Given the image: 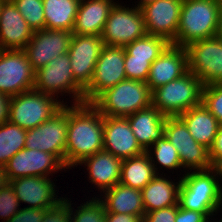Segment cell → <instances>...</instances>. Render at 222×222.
Instances as JSON below:
<instances>
[{
    "mask_svg": "<svg viewBox=\"0 0 222 222\" xmlns=\"http://www.w3.org/2000/svg\"><path fill=\"white\" fill-rule=\"evenodd\" d=\"M34 89L57 99L69 95L73 98L71 104L84 103V89L73 78L68 54L53 58L48 65L35 72Z\"/></svg>",
    "mask_w": 222,
    "mask_h": 222,
    "instance_id": "7",
    "label": "cell"
},
{
    "mask_svg": "<svg viewBox=\"0 0 222 222\" xmlns=\"http://www.w3.org/2000/svg\"><path fill=\"white\" fill-rule=\"evenodd\" d=\"M73 33L60 29H41L33 32L30 42L24 48L28 61L36 72L55 57L67 54Z\"/></svg>",
    "mask_w": 222,
    "mask_h": 222,
    "instance_id": "14",
    "label": "cell"
},
{
    "mask_svg": "<svg viewBox=\"0 0 222 222\" xmlns=\"http://www.w3.org/2000/svg\"><path fill=\"white\" fill-rule=\"evenodd\" d=\"M101 36L73 34L67 54L74 80L85 89L91 82L95 64L104 46Z\"/></svg>",
    "mask_w": 222,
    "mask_h": 222,
    "instance_id": "16",
    "label": "cell"
},
{
    "mask_svg": "<svg viewBox=\"0 0 222 222\" xmlns=\"http://www.w3.org/2000/svg\"><path fill=\"white\" fill-rule=\"evenodd\" d=\"M193 138L209 149L218 132L220 123L201 102L179 116Z\"/></svg>",
    "mask_w": 222,
    "mask_h": 222,
    "instance_id": "27",
    "label": "cell"
},
{
    "mask_svg": "<svg viewBox=\"0 0 222 222\" xmlns=\"http://www.w3.org/2000/svg\"><path fill=\"white\" fill-rule=\"evenodd\" d=\"M222 5L220 0H183L174 44L186 47L217 35Z\"/></svg>",
    "mask_w": 222,
    "mask_h": 222,
    "instance_id": "2",
    "label": "cell"
},
{
    "mask_svg": "<svg viewBox=\"0 0 222 222\" xmlns=\"http://www.w3.org/2000/svg\"><path fill=\"white\" fill-rule=\"evenodd\" d=\"M183 0H155L141 11L147 35L160 36L174 44Z\"/></svg>",
    "mask_w": 222,
    "mask_h": 222,
    "instance_id": "17",
    "label": "cell"
},
{
    "mask_svg": "<svg viewBox=\"0 0 222 222\" xmlns=\"http://www.w3.org/2000/svg\"><path fill=\"white\" fill-rule=\"evenodd\" d=\"M165 176V173L163 176V172L156 174L141 190L145 213L178 205L181 178L175 183Z\"/></svg>",
    "mask_w": 222,
    "mask_h": 222,
    "instance_id": "25",
    "label": "cell"
},
{
    "mask_svg": "<svg viewBox=\"0 0 222 222\" xmlns=\"http://www.w3.org/2000/svg\"><path fill=\"white\" fill-rule=\"evenodd\" d=\"M33 31L45 28L43 0H10Z\"/></svg>",
    "mask_w": 222,
    "mask_h": 222,
    "instance_id": "34",
    "label": "cell"
},
{
    "mask_svg": "<svg viewBox=\"0 0 222 222\" xmlns=\"http://www.w3.org/2000/svg\"><path fill=\"white\" fill-rule=\"evenodd\" d=\"M9 184L19 202L29 204L27 208L50 209L56 207L64 199L57 196V190H55L57 188L51 177H19L10 180Z\"/></svg>",
    "mask_w": 222,
    "mask_h": 222,
    "instance_id": "18",
    "label": "cell"
},
{
    "mask_svg": "<svg viewBox=\"0 0 222 222\" xmlns=\"http://www.w3.org/2000/svg\"><path fill=\"white\" fill-rule=\"evenodd\" d=\"M111 9L101 38L105 45L122 46L146 35L141 8L126 7L118 1Z\"/></svg>",
    "mask_w": 222,
    "mask_h": 222,
    "instance_id": "9",
    "label": "cell"
},
{
    "mask_svg": "<svg viewBox=\"0 0 222 222\" xmlns=\"http://www.w3.org/2000/svg\"><path fill=\"white\" fill-rule=\"evenodd\" d=\"M9 181L27 176L49 177L59 171H67L65 165L54 155L41 150L24 148L13 155L5 165Z\"/></svg>",
    "mask_w": 222,
    "mask_h": 222,
    "instance_id": "15",
    "label": "cell"
},
{
    "mask_svg": "<svg viewBox=\"0 0 222 222\" xmlns=\"http://www.w3.org/2000/svg\"><path fill=\"white\" fill-rule=\"evenodd\" d=\"M212 169L215 171L218 182L222 183V159L218 160L213 166Z\"/></svg>",
    "mask_w": 222,
    "mask_h": 222,
    "instance_id": "46",
    "label": "cell"
},
{
    "mask_svg": "<svg viewBox=\"0 0 222 222\" xmlns=\"http://www.w3.org/2000/svg\"><path fill=\"white\" fill-rule=\"evenodd\" d=\"M20 202L10 184L0 189V218L8 222L19 210Z\"/></svg>",
    "mask_w": 222,
    "mask_h": 222,
    "instance_id": "37",
    "label": "cell"
},
{
    "mask_svg": "<svg viewBox=\"0 0 222 222\" xmlns=\"http://www.w3.org/2000/svg\"><path fill=\"white\" fill-rule=\"evenodd\" d=\"M98 197H92L82 203L83 205L80 204L77 210L72 207L73 203L68 200L70 198L65 197L63 200L70 206L71 222H105V207Z\"/></svg>",
    "mask_w": 222,
    "mask_h": 222,
    "instance_id": "33",
    "label": "cell"
},
{
    "mask_svg": "<svg viewBox=\"0 0 222 222\" xmlns=\"http://www.w3.org/2000/svg\"><path fill=\"white\" fill-rule=\"evenodd\" d=\"M103 150L122 160L145 152L126 117L103 116Z\"/></svg>",
    "mask_w": 222,
    "mask_h": 222,
    "instance_id": "19",
    "label": "cell"
},
{
    "mask_svg": "<svg viewBox=\"0 0 222 222\" xmlns=\"http://www.w3.org/2000/svg\"><path fill=\"white\" fill-rule=\"evenodd\" d=\"M35 71L24 50L0 51V92L13 97L34 89Z\"/></svg>",
    "mask_w": 222,
    "mask_h": 222,
    "instance_id": "13",
    "label": "cell"
},
{
    "mask_svg": "<svg viewBox=\"0 0 222 222\" xmlns=\"http://www.w3.org/2000/svg\"><path fill=\"white\" fill-rule=\"evenodd\" d=\"M41 222H71L70 206L62 200L56 207L46 211Z\"/></svg>",
    "mask_w": 222,
    "mask_h": 222,
    "instance_id": "38",
    "label": "cell"
},
{
    "mask_svg": "<svg viewBox=\"0 0 222 222\" xmlns=\"http://www.w3.org/2000/svg\"><path fill=\"white\" fill-rule=\"evenodd\" d=\"M187 70L197 76L202 85L222 84V40L217 36L199 40L184 47Z\"/></svg>",
    "mask_w": 222,
    "mask_h": 222,
    "instance_id": "8",
    "label": "cell"
},
{
    "mask_svg": "<svg viewBox=\"0 0 222 222\" xmlns=\"http://www.w3.org/2000/svg\"><path fill=\"white\" fill-rule=\"evenodd\" d=\"M164 135L177 149L184 172L212 168L208 149L193 138L187 125L179 116L166 118Z\"/></svg>",
    "mask_w": 222,
    "mask_h": 222,
    "instance_id": "11",
    "label": "cell"
},
{
    "mask_svg": "<svg viewBox=\"0 0 222 222\" xmlns=\"http://www.w3.org/2000/svg\"><path fill=\"white\" fill-rule=\"evenodd\" d=\"M178 205L165 207L144 214L143 222H175Z\"/></svg>",
    "mask_w": 222,
    "mask_h": 222,
    "instance_id": "39",
    "label": "cell"
},
{
    "mask_svg": "<svg viewBox=\"0 0 222 222\" xmlns=\"http://www.w3.org/2000/svg\"><path fill=\"white\" fill-rule=\"evenodd\" d=\"M33 32L15 5L11 1H5L0 10L1 49L24 50Z\"/></svg>",
    "mask_w": 222,
    "mask_h": 222,
    "instance_id": "21",
    "label": "cell"
},
{
    "mask_svg": "<svg viewBox=\"0 0 222 222\" xmlns=\"http://www.w3.org/2000/svg\"><path fill=\"white\" fill-rule=\"evenodd\" d=\"M122 159L104 150L85 158L78 165L87 166L88 181L102 194L120 182Z\"/></svg>",
    "mask_w": 222,
    "mask_h": 222,
    "instance_id": "22",
    "label": "cell"
},
{
    "mask_svg": "<svg viewBox=\"0 0 222 222\" xmlns=\"http://www.w3.org/2000/svg\"><path fill=\"white\" fill-rule=\"evenodd\" d=\"M170 44L160 36L145 35L124 46L125 51L133 58L149 59L152 63Z\"/></svg>",
    "mask_w": 222,
    "mask_h": 222,
    "instance_id": "32",
    "label": "cell"
},
{
    "mask_svg": "<svg viewBox=\"0 0 222 222\" xmlns=\"http://www.w3.org/2000/svg\"><path fill=\"white\" fill-rule=\"evenodd\" d=\"M201 102L217 121L222 124V84L203 86Z\"/></svg>",
    "mask_w": 222,
    "mask_h": 222,
    "instance_id": "35",
    "label": "cell"
},
{
    "mask_svg": "<svg viewBox=\"0 0 222 222\" xmlns=\"http://www.w3.org/2000/svg\"><path fill=\"white\" fill-rule=\"evenodd\" d=\"M66 103L35 89L21 92L11 97L9 122L30 130L50 119Z\"/></svg>",
    "mask_w": 222,
    "mask_h": 222,
    "instance_id": "6",
    "label": "cell"
},
{
    "mask_svg": "<svg viewBox=\"0 0 222 222\" xmlns=\"http://www.w3.org/2000/svg\"><path fill=\"white\" fill-rule=\"evenodd\" d=\"M68 104L39 126L27 130L25 148L54 154L65 165Z\"/></svg>",
    "mask_w": 222,
    "mask_h": 222,
    "instance_id": "10",
    "label": "cell"
},
{
    "mask_svg": "<svg viewBox=\"0 0 222 222\" xmlns=\"http://www.w3.org/2000/svg\"><path fill=\"white\" fill-rule=\"evenodd\" d=\"M155 176L156 172L146 152L122 161L120 183L124 185L142 190Z\"/></svg>",
    "mask_w": 222,
    "mask_h": 222,
    "instance_id": "29",
    "label": "cell"
},
{
    "mask_svg": "<svg viewBox=\"0 0 222 222\" xmlns=\"http://www.w3.org/2000/svg\"><path fill=\"white\" fill-rule=\"evenodd\" d=\"M102 193L99 199L104 204L106 212L139 215L143 219L145 209L141 190L119 182Z\"/></svg>",
    "mask_w": 222,
    "mask_h": 222,
    "instance_id": "26",
    "label": "cell"
},
{
    "mask_svg": "<svg viewBox=\"0 0 222 222\" xmlns=\"http://www.w3.org/2000/svg\"><path fill=\"white\" fill-rule=\"evenodd\" d=\"M187 53L184 47L170 43L152 62L146 81L151 92L187 72Z\"/></svg>",
    "mask_w": 222,
    "mask_h": 222,
    "instance_id": "20",
    "label": "cell"
},
{
    "mask_svg": "<svg viewBox=\"0 0 222 222\" xmlns=\"http://www.w3.org/2000/svg\"><path fill=\"white\" fill-rule=\"evenodd\" d=\"M217 213H202L193 210H187L179 206L177 209L175 222H209Z\"/></svg>",
    "mask_w": 222,
    "mask_h": 222,
    "instance_id": "40",
    "label": "cell"
},
{
    "mask_svg": "<svg viewBox=\"0 0 222 222\" xmlns=\"http://www.w3.org/2000/svg\"><path fill=\"white\" fill-rule=\"evenodd\" d=\"M9 184V179L6 173L5 166L0 165V189L6 187Z\"/></svg>",
    "mask_w": 222,
    "mask_h": 222,
    "instance_id": "45",
    "label": "cell"
},
{
    "mask_svg": "<svg viewBox=\"0 0 222 222\" xmlns=\"http://www.w3.org/2000/svg\"><path fill=\"white\" fill-rule=\"evenodd\" d=\"M126 118L138 143L145 151L164 136L167 117L152 105Z\"/></svg>",
    "mask_w": 222,
    "mask_h": 222,
    "instance_id": "24",
    "label": "cell"
},
{
    "mask_svg": "<svg viewBox=\"0 0 222 222\" xmlns=\"http://www.w3.org/2000/svg\"><path fill=\"white\" fill-rule=\"evenodd\" d=\"M4 2H5V1L0 0V10H1L2 4H3Z\"/></svg>",
    "mask_w": 222,
    "mask_h": 222,
    "instance_id": "49",
    "label": "cell"
},
{
    "mask_svg": "<svg viewBox=\"0 0 222 222\" xmlns=\"http://www.w3.org/2000/svg\"><path fill=\"white\" fill-rule=\"evenodd\" d=\"M27 130L5 122L0 125V165L5 166L9 159L25 148Z\"/></svg>",
    "mask_w": 222,
    "mask_h": 222,
    "instance_id": "30",
    "label": "cell"
},
{
    "mask_svg": "<svg viewBox=\"0 0 222 222\" xmlns=\"http://www.w3.org/2000/svg\"><path fill=\"white\" fill-rule=\"evenodd\" d=\"M145 152L148 154L156 174H160L159 170L161 168L173 171L181 170L182 168L177 149L168 141L165 135L158 139ZM158 164L160 165L159 167H157Z\"/></svg>",
    "mask_w": 222,
    "mask_h": 222,
    "instance_id": "31",
    "label": "cell"
},
{
    "mask_svg": "<svg viewBox=\"0 0 222 222\" xmlns=\"http://www.w3.org/2000/svg\"><path fill=\"white\" fill-rule=\"evenodd\" d=\"M48 209L20 208L8 222H41Z\"/></svg>",
    "mask_w": 222,
    "mask_h": 222,
    "instance_id": "41",
    "label": "cell"
},
{
    "mask_svg": "<svg viewBox=\"0 0 222 222\" xmlns=\"http://www.w3.org/2000/svg\"><path fill=\"white\" fill-rule=\"evenodd\" d=\"M125 49L122 46L104 45L95 64L90 84L84 89V103H91L104 90L126 80Z\"/></svg>",
    "mask_w": 222,
    "mask_h": 222,
    "instance_id": "12",
    "label": "cell"
},
{
    "mask_svg": "<svg viewBox=\"0 0 222 222\" xmlns=\"http://www.w3.org/2000/svg\"><path fill=\"white\" fill-rule=\"evenodd\" d=\"M216 36L222 40V10L220 13V19H219L218 30H217Z\"/></svg>",
    "mask_w": 222,
    "mask_h": 222,
    "instance_id": "47",
    "label": "cell"
},
{
    "mask_svg": "<svg viewBox=\"0 0 222 222\" xmlns=\"http://www.w3.org/2000/svg\"><path fill=\"white\" fill-rule=\"evenodd\" d=\"M203 85L192 72L156 88L151 93L152 106L166 117L180 116L201 103Z\"/></svg>",
    "mask_w": 222,
    "mask_h": 222,
    "instance_id": "5",
    "label": "cell"
},
{
    "mask_svg": "<svg viewBox=\"0 0 222 222\" xmlns=\"http://www.w3.org/2000/svg\"><path fill=\"white\" fill-rule=\"evenodd\" d=\"M178 204L202 213H219L222 209V184L215 171H187L181 177Z\"/></svg>",
    "mask_w": 222,
    "mask_h": 222,
    "instance_id": "3",
    "label": "cell"
},
{
    "mask_svg": "<svg viewBox=\"0 0 222 222\" xmlns=\"http://www.w3.org/2000/svg\"><path fill=\"white\" fill-rule=\"evenodd\" d=\"M115 0H80L73 34L101 36Z\"/></svg>",
    "mask_w": 222,
    "mask_h": 222,
    "instance_id": "23",
    "label": "cell"
},
{
    "mask_svg": "<svg viewBox=\"0 0 222 222\" xmlns=\"http://www.w3.org/2000/svg\"><path fill=\"white\" fill-rule=\"evenodd\" d=\"M11 97L0 92V125L9 121Z\"/></svg>",
    "mask_w": 222,
    "mask_h": 222,
    "instance_id": "44",
    "label": "cell"
},
{
    "mask_svg": "<svg viewBox=\"0 0 222 222\" xmlns=\"http://www.w3.org/2000/svg\"><path fill=\"white\" fill-rule=\"evenodd\" d=\"M103 115L91 103L68 106L65 167L72 169L103 150Z\"/></svg>",
    "mask_w": 222,
    "mask_h": 222,
    "instance_id": "1",
    "label": "cell"
},
{
    "mask_svg": "<svg viewBox=\"0 0 222 222\" xmlns=\"http://www.w3.org/2000/svg\"><path fill=\"white\" fill-rule=\"evenodd\" d=\"M125 74L130 80L146 82L149 76L151 62L149 59L133 58L125 51Z\"/></svg>",
    "mask_w": 222,
    "mask_h": 222,
    "instance_id": "36",
    "label": "cell"
},
{
    "mask_svg": "<svg viewBox=\"0 0 222 222\" xmlns=\"http://www.w3.org/2000/svg\"><path fill=\"white\" fill-rule=\"evenodd\" d=\"M208 157L212 166L222 159V124H220L215 139L208 149Z\"/></svg>",
    "mask_w": 222,
    "mask_h": 222,
    "instance_id": "42",
    "label": "cell"
},
{
    "mask_svg": "<svg viewBox=\"0 0 222 222\" xmlns=\"http://www.w3.org/2000/svg\"><path fill=\"white\" fill-rule=\"evenodd\" d=\"M80 0H43L46 29L73 30Z\"/></svg>",
    "mask_w": 222,
    "mask_h": 222,
    "instance_id": "28",
    "label": "cell"
},
{
    "mask_svg": "<svg viewBox=\"0 0 222 222\" xmlns=\"http://www.w3.org/2000/svg\"><path fill=\"white\" fill-rule=\"evenodd\" d=\"M153 1H155V0H139V2L136 1L138 3V4H136L137 5L136 7L137 8H141L144 5H146V4L150 3V2H153Z\"/></svg>",
    "mask_w": 222,
    "mask_h": 222,
    "instance_id": "48",
    "label": "cell"
},
{
    "mask_svg": "<svg viewBox=\"0 0 222 222\" xmlns=\"http://www.w3.org/2000/svg\"><path fill=\"white\" fill-rule=\"evenodd\" d=\"M146 82L126 79L100 93L91 104L103 115L127 117L152 105Z\"/></svg>",
    "mask_w": 222,
    "mask_h": 222,
    "instance_id": "4",
    "label": "cell"
},
{
    "mask_svg": "<svg viewBox=\"0 0 222 222\" xmlns=\"http://www.w3.org/2000/svg\"><path fill=\"white\" fill-rule=\"evenodd\" d=\"M105 222H143L139 215L106 212Z\"/></svg>",
    "mask_w": 222,
    "mask_h": 222,
    "instance_id": "43",
    "label": "cell"
}]
</instances>
